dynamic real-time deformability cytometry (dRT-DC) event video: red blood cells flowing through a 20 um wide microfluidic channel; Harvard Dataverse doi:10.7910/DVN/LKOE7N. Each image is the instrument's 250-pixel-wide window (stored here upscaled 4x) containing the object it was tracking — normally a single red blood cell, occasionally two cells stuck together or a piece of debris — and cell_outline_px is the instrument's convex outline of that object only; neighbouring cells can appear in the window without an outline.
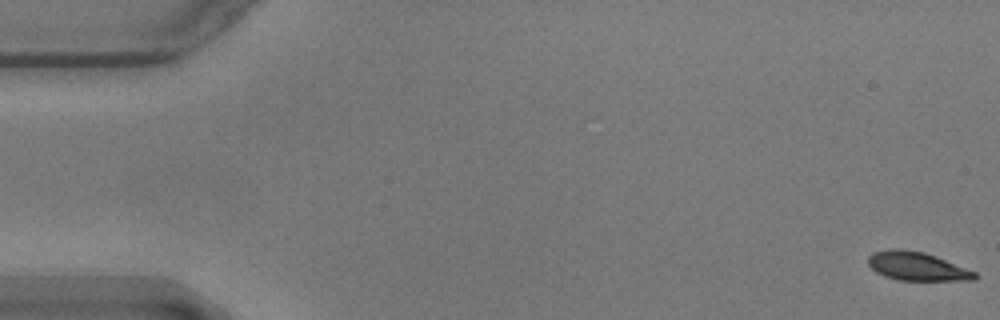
{"species": "common noctule bat (a hibernating species)", "species_latin": "Nyctalus noctula", "temperature_condition": "warm", "stored_images_in_passage": 57, "camera_frame_rate_fps": 3000, "um_per_image_px": 0.085, "animal": {"sex": "male", "body_mass_g": 17.9}, "frame": {"image": 1, "passage_image": 1, "time_ms": 0.0, "image_size_px": [1000, 320], "cell_outline_px": [[976, 280], [900, 280], [884, 276], [876, 272], [868, 264], [868, 256], [872, 252], [892, 248], [900, 248], [924, 252], [936, 256], [976, 272]], "centroid_in_image_um": [77.91, 22.62], "position_along_channel_um": 7.1, "area_um2": 17.74}}
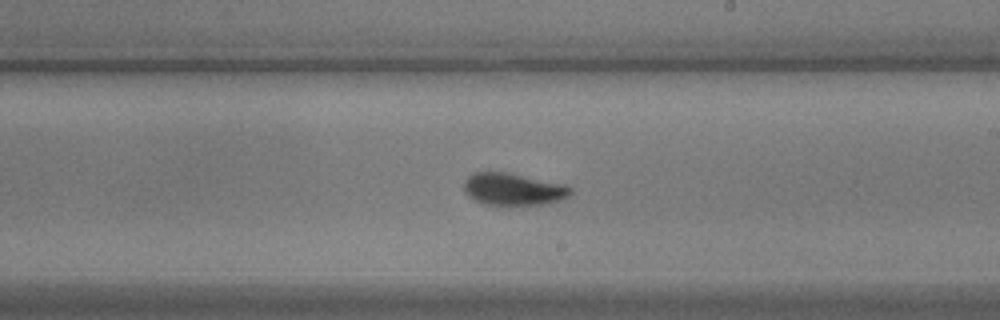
{"frame": {"image": 2, "passage_image": 33, "time_ms": 10.667, "image_size_px": [1000, 320], "cell_outline_px": [[572, 192], [568, 196], [560, 200], [540, 204], [484, 204], [468, 196], [464, 192], [464, 180], [472, 172], [508, 172], [568, 184], [572, 188]], "centroid_in_image_um": [43.64, 16.05], "position_along_channel_um": 245.4, "area_um2": 20.06}}
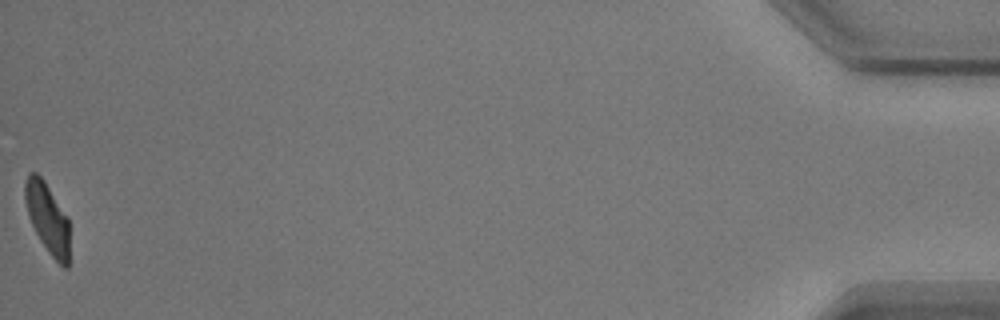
{"frame": {"image": 3, "passage_image": 57, "time_ms": 18.667, "image_size_px": [1000, 320], "cell_outline_px": [[68, 268], [64, 268], [48, 252], [40, 240], [32, 224], [24, 200], [24, 184], [28, 172], [36, 172], [44, 180], [68, 216]], "centroid_in_image_um": [4.02, 18.49], "position_along_channel_um": 431.2, "area_um2": 18.09}, "authors_computed_cell_mechanics": {"area_um2": 19.363, "velocity_mm_per_s": 3.5574, "shape_relaxation_time_tau1_ms": 3.349, "shape_relaxation_time_tau2_ms": 0.9674, "deformation_change_tau1": 0.1445, "deformation_change_tau2": 0.0566}}